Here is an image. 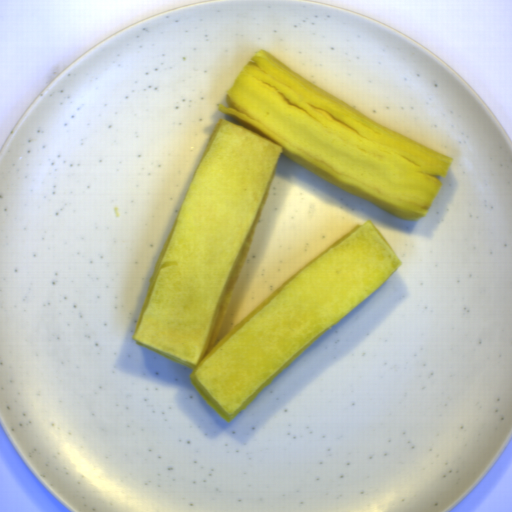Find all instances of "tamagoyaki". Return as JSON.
Masks as SVG:
<instances>
[{"label": "tamagoyaki", "mask_w": 512, "mask_h": 512, "mask_svg": "<svg viewBox=\"0 0 512 512\" xmlns=\"http://www.w3.org/2000/svg\"><path fill=\"white\" fill-rule=\"evenodd\" d=\"M151 274L132 333L190 369L225 423L403 265L373 222L306 263L218 341L284 154L363 201L423 218L449 158L329 95L257 51L226 94Z\"/></svg>", "instance_id": "tamagoyaki-1"}]
</instances>
